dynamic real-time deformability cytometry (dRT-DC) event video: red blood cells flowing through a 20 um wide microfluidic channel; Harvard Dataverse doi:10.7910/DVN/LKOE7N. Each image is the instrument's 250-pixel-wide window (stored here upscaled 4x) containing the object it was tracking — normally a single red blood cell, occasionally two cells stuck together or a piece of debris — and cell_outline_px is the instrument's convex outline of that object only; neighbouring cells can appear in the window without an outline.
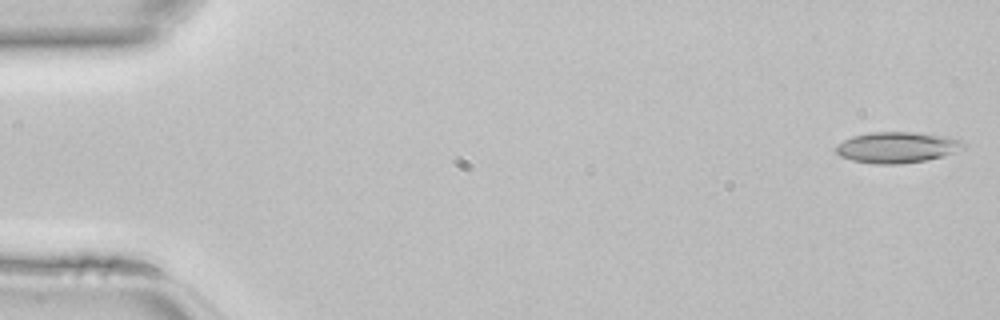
{"species": "common noctule bat (a hibernating species)", "species_latin": "Nyctalus noctula", "temperature_condition": "room temperature", "stored_images_in_passage": 45, "camera_frame_rate_fps": 3000, "um_per_image_px": 0.085, "animal": {"sex": "female", "body_mass_g": 22.7, "forearm_length_mm": 54.2}, "frame": {"image": 1, "passage_image": 1, "time_ms": 0.0, "image_size_px": [1000, 320], "cell_outline_px": [[968, 144], [964, 148], [940, 156], [924, 160], [896, 164], [872, 164], [852, 160], [840, 156], [836, 152], [836, 144], [852, 136], [872, 132], [916, 132], [948, 136], [960, 140]], "centroid_in_image_um": [76.23, 12.51], "position_along_channel_um": 8.8, "area_um2": 22.95}}
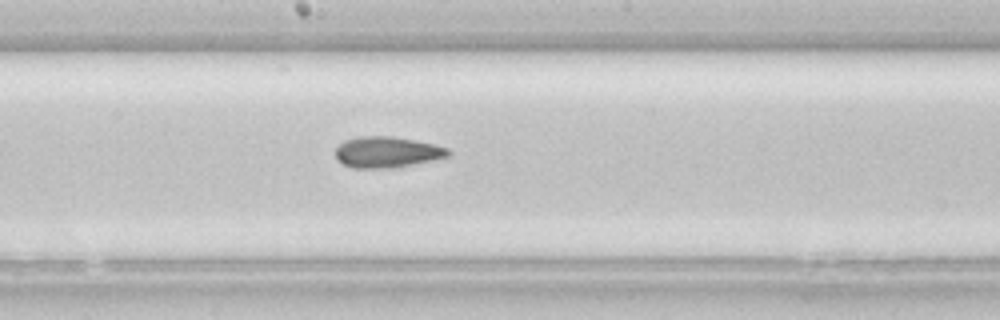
{"frame": {"image": 2, "passage_image": 24, "time_ms": 7.667, "image_size_px": [1000, 320], "cell_outline_px": [[452, 152], [448, 156], [432, 160], [412, 164], [388, 168], [352, 168], [336, 160], [336, 148], [344, 140], [360, 136], [392, 136], [432, 144], [448, 148]], "centroid_in_image_um": [32.86, 12.93], "position_along_channel_um": 215.3, "area_um2": 20.17}}
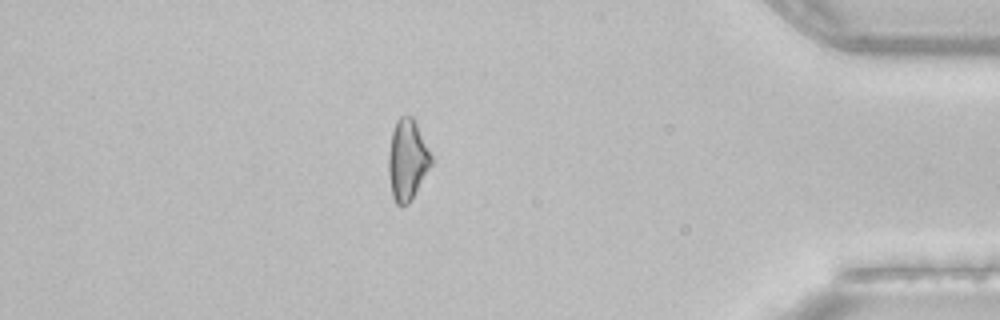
{"frame": {"image": 3, "passage_image": 39, "time_ms": 12.667, "image_size_px": [1000, 320], "cell_outline_px": [[432, 164], [412, 200], [408, 204], [396, 204], [392, 196], [388, 176], [388, 156], [392, 132], [396, 120], [400, 116], [412, 116], [432, 156]], "centroid_in_image_um": [34.61, 13.62], "position_along_channel_um": 400.6, "area_um2": 20.06}}